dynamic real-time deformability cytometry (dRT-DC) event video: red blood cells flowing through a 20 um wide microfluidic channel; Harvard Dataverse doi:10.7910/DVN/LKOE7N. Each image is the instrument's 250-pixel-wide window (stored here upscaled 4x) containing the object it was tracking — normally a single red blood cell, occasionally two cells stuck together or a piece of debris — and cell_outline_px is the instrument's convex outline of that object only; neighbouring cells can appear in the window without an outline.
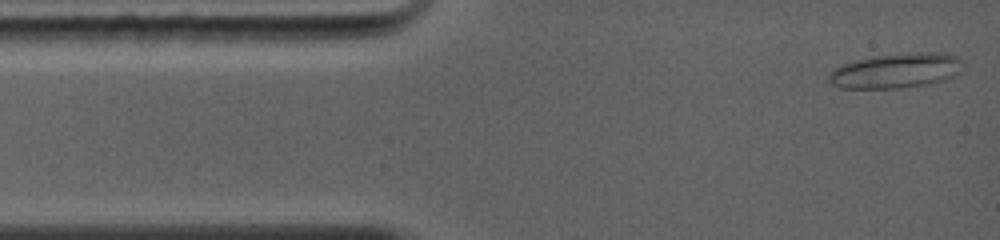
{"species": "common noctule bat (a hibernating species)", "species_latin": "Nyctalus noctula", "temperature_condition": "warm", "stored_images_in_passage": 44, "camera_frame_rate_fps": 5000, "um_per_image_px": 0.085, "animal": {"sex": "female", "body_mass_g": 19.0, "forearm_length_mm": 56.7}, "frame": {"image": 1, "passage_image": 1, "time_ms": 0.0, "image_size_px": [1000, 240], "cell_outline_px": [[964, 68], [956, 76], [944, 80], [928, 84], [900, 88], [836, 88], [828, 80], [828, 72], [844, 64], [856, 60], [872, 56], [916, 52], [948, 52], [964, 60]], "centroid_in_image_um": [76.23, 6.0], "position_along_channel_um": 8.8, "area_um2": 27.74}}
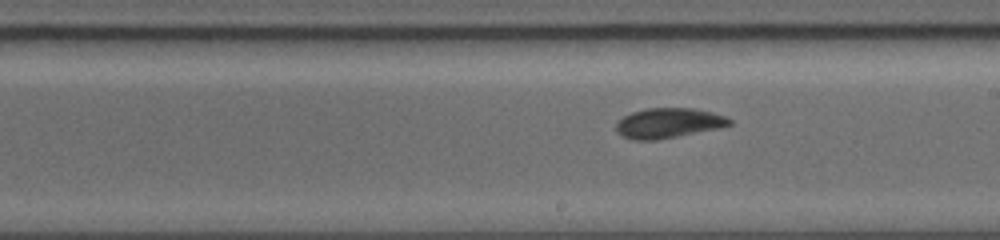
{"frame": {"image": 2, "passage_image": 21, "time_ms": 6.6, "image_size_px": [1000, 240], "cell_outline_px": [[732, 124], [720, 128], [656, 140], [632, 140], [620, 136], [616, 132], [616, 124], [624, 116], [632, 112], [648, 108], [692, 108], [712, 112], [724, 116], [732, 120]], "centroid_in_image_um": [56.8, 10.47], "position_along_channel_um": 232.2, "area_um2": 19.83}}
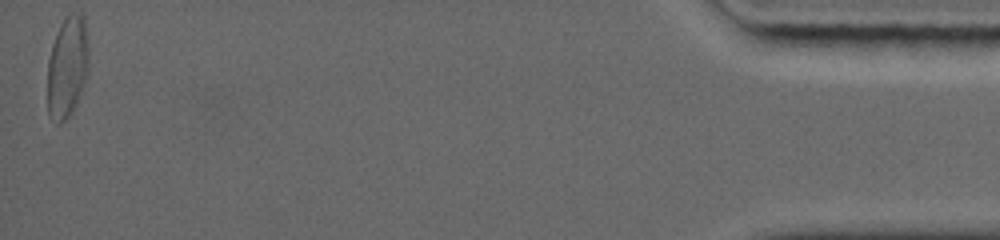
{"frame": {"image": 3, "passage_image": 44, "time_ms": 14.2, "image_size_px": [1000, 240], "cell_outline_px": [[88, 72], [84, 84], [76, 104], [72, 112], [60, 124], [56, 124], [48, 116], [48, 60], [52, 44], [60, 24], [68, 12], [76, 12], [84, 20], [88, 48]], "centroid_in_image_um": [5.71, 5.71], "position_along_channel_um": 429.5, "area_um2": 24.45}, "authors_computed_cell_mechanics": {"area_um2": 20.8658, "velocity_mm_per_s": 4.3395, "shape_relaxation_time_tau1_ms": null, "shape_relaxation_time_tau2_ms": 2.0756, "deformation_change_tau1": null, "deformation_change_tau2": 0.0687}}